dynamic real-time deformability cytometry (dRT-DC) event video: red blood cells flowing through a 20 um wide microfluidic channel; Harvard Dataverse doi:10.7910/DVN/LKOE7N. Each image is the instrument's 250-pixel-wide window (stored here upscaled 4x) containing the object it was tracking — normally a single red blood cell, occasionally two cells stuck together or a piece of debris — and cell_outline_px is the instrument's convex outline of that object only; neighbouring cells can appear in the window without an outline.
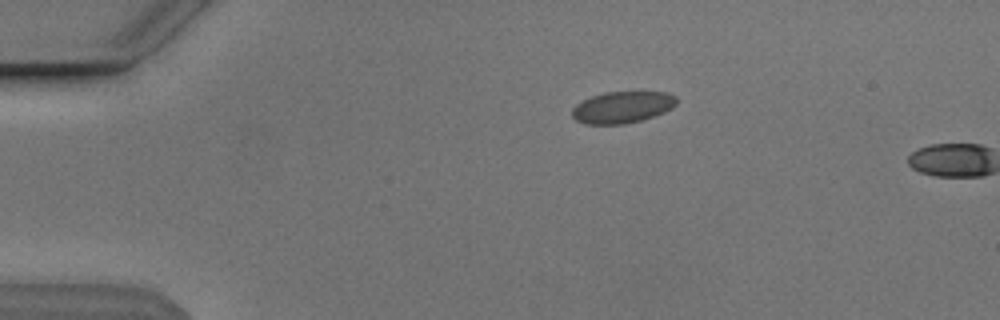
{"species": "Egyptian fruit bat (a non-hibernating species)", "species_latin": "Rousettus aegyptiacus", "temperature_condition": "cold", "stored_images_in_passage": 2, "camera_frame_rate_fps": 3000, "um_per_image_px": 0.085, "animal": {"sex": "male"}, "frame": {"image": 1, "passage_image": 1, "time_ms": 0.0, "image_size_px": [1000, 320], "cell_outline_px": [[676, 104], [672, 108], [664, 112], [640, 120], [624, 124], [584, 124], [576, 120], [572, 116], [572, 108], [576, 104], [592, 96], [604, 92], [668, 92], [676, 96]], "centroid_in_image_um": [52.89, 9.11], "position_along_channel_um": 32.1, "area_um2": 19.19}}